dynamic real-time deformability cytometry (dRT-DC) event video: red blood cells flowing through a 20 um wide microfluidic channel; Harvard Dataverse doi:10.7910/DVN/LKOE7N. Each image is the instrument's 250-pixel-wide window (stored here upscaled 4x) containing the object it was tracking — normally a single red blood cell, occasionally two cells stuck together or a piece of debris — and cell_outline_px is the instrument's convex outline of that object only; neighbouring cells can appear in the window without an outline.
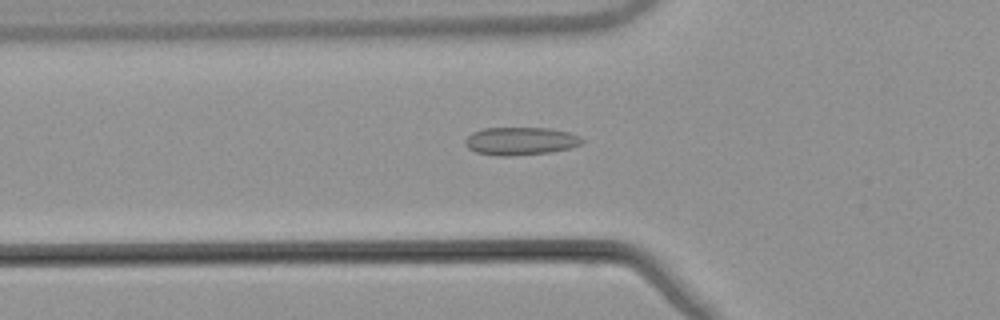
{"species": "common noctule bat (a hibernating species)", "species_latin": "Nyctalus noctula", "temperature_condition": "warm", "stored_images_in_passage": 51, "camera_frame_rate_fps": 3000, "um_per_image_px": 0.085, "animal": {"sex": "male", "body_mass_g": 21.5, "forearm_length_mm": 52.0}, "frame": {"image": 1, "passage_image": 17, "time_ms": 5.333, "image_size_px": [1000, 320], "cell_outline_px": [[584, 140], [580, 144], [568, 148], [552, 152], [508, 156], [500, 156], [476, 152], [468, 148], [464, 144], [464, 140], [472, 132], [484, 128], [548, 128], [568, 132], [580, 136]], "centroid_in_image_um": [44.22, 11.99], "position_along_channel_um": 81.6, "area_um2": 18.96}}
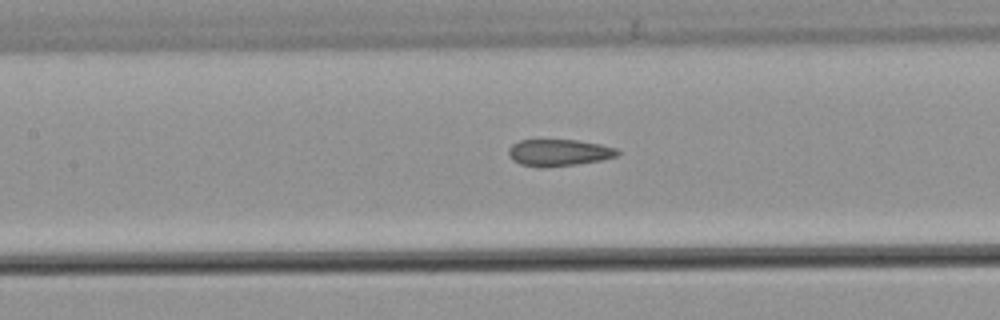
{"frame": {"image": 2, "passage_image": 23, "time_ms": 7.333, "image_size_px": [1000, 320], "cell_outline_px": [[620, 152], [616, 156], [600, 160], [576, 164], [540, 168], [520, 164], [512, 160], [508, 152], [512, 144], [520, 140], [576, 140], [600, 144], [616, 148]], "centroid_in_image_um": [47.48, 12.97], "position_along_channel_um": 159.9, "area_um2": 16.88}}
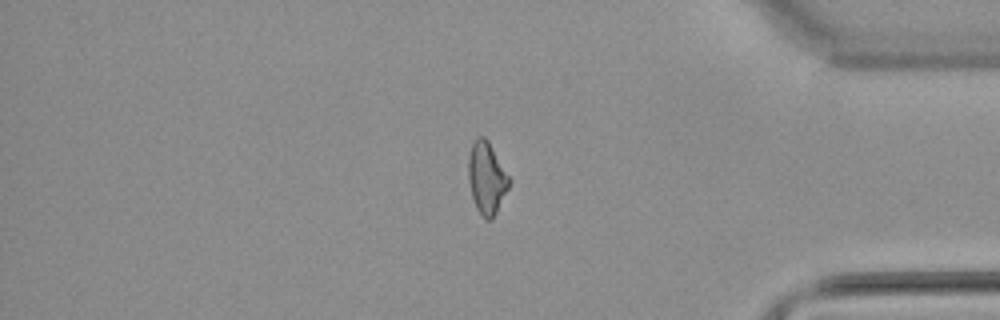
{"frame": {"image": 3, "passage_image": 43, "time_ms": 14.0, "image_size_px": [1000, 320], "cell_outline_px": [[512, 180], [492, 220], [488, 220], [476, 208], [472, 196], [468, 180], [468, 156], [472, 144], [476, 136], [484, 136], [488, 140]], "centroid_in_image_um": [41.37, 15.08], "position_along_channel_um": 393.8, "area_um2": 17.11}, "authors_computed_cell_mechanics": {"area_um2": 17.4556, "velocity_mm_per_s": 3.8852, "shape_relaxation_time_tau1_ms": null, "shape_relaxation_time_tau2_ms": 1.6001, "deformation_change_tau1": null, "deformation_change_tau2": 0.0893}}